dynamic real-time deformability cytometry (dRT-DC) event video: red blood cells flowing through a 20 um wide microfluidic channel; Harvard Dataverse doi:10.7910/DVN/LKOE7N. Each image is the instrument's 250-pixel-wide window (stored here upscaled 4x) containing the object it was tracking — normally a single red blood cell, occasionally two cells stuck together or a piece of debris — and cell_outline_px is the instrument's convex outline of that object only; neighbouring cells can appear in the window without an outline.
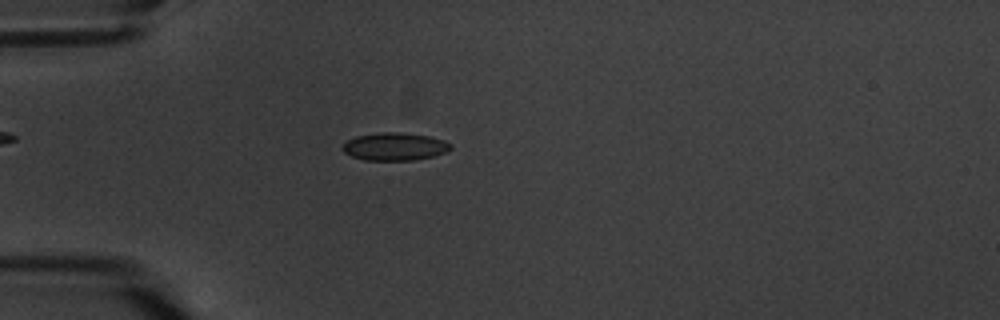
{"species": "common noctule bat (a hibernating species)", "species_latin": "Nyctalus noctula", "temperature_condition": "warm", "stored_images_in_passage": 6, "camera_frame_rate_fps": 3000, "um_per_image_px": 0.085, "animal": {"sex": "male", "body_mass_g": 20.1, "forearm_length_mm": 53.5}, "frame": {"image": 1, "passage_image": 4, "time_ms": 3.667, "image_size_px": [1000, 320], "cell_outline_px": [[452, 148], [444, 152], [432, 156], [416, 160], [364, 160], [352, 156], [344, 152], [340, 148], [348, 140], [356, 136], [380, 132], [400, 132], [428, 136], [444, 140], [452, 144]], "centroid_in_image_um": [33.54, 12.45], "position_along_channel_um": 51.5, "area_um2": 17.46}}